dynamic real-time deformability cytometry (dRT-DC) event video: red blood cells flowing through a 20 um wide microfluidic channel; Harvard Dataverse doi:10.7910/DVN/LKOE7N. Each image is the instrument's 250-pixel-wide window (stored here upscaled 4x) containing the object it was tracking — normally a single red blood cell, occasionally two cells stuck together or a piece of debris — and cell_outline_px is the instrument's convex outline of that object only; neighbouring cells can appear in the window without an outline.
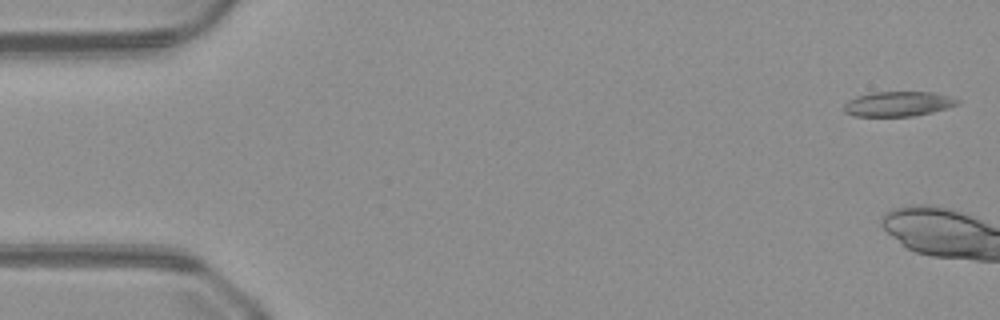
{"species": "common noctule bat (a hibernating species)", "species_latin": "Nyctalus noctula", "temperature_condition": "warm", "stored_images_in_passage": 5, "camera_frame_rate_fps": 3000, "um_per_image_px": 0.085, "animal": {"sex": "male", "body_mass_g": 23.1, "forearm_length_mm": 52.7}, "frame": {"image": 1, "passage_image": 1, "time_ms": 0.0, "image_size_px": [1000, 320], "cell_outline_px": [[960, 104], [948, 108], [932, 112], [912, 116], [852, 116], [844, 112], [844, 104], [848, 100], [856, 96], [872, 92], [936, 92], [960, 100]], "centroid_in_image_um": [76.34, 8.83], "position_along_channel_um": 8.7, "area_um2": 16.59}}